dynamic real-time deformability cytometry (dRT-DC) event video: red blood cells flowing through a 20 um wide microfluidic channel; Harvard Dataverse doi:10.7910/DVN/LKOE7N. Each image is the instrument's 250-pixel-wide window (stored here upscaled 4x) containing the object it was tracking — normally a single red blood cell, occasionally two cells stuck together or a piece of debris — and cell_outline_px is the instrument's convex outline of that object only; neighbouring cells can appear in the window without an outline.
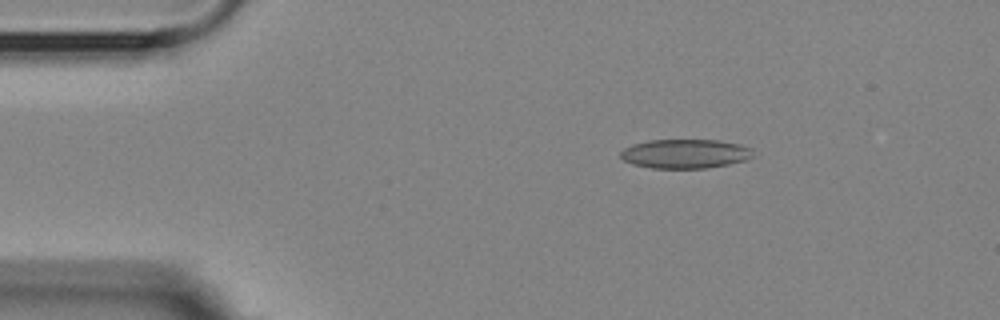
{"species": "Egyptian fruit bat (a non-hibernating species)", "species_latin": "Rousettus aegyptiacus", "temperature_condition": "room temperature", "stored_images_in_passage": 5, "camera_frame_rate_fps": 3000, "um_per_image_px": 0.085, "animal": {"sex": "female"}, "frame": {"image": 1, "passage_image": 3, "time_ms": 2.0, "image_size_px": [1000, 320], "cell_outline_px": [[752, 156], [744, 160], [728, 164], [704, 168], [652, 168], [632, 164], [624, 160], [620, 156], [620, 152], [624, 148], [632, 144], [648, 140], [720, 140], [740, 144], [752, 148]], "centroid_in_image_um": [58.21, 13.06], "position_along_channel_um": 26.8, "area_um2": 22.48}}
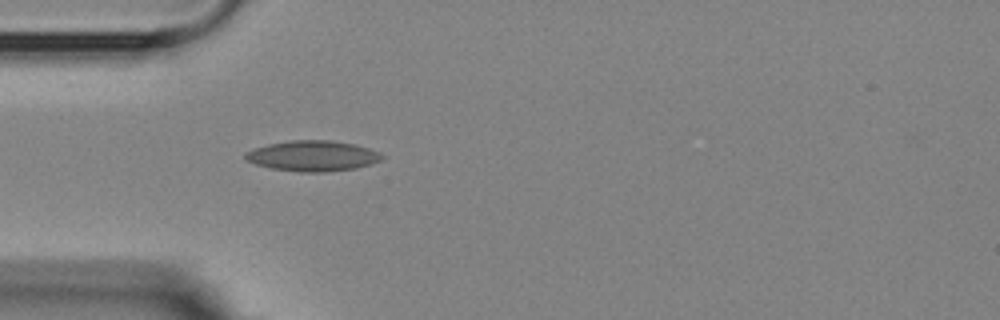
{"frame": {"image": 2, "passage_image": 5, "time_ms": 4.333, "image_size_px": [1000, 320], "cell_outline_px": [[388, 156], [372, 164], [356, 168], [324, 172], [300, 172], [272, 168], [256, 164], [248, 160], [244, 156], [244, 152], [252, 148], [268, 144], [288, 140], [332, 140], [356, 144], [380, 152]], "centroid_in_image_um": [26.61, 13.24], "position_along_channel_um": 58.4, "area_um2": 24.57}}